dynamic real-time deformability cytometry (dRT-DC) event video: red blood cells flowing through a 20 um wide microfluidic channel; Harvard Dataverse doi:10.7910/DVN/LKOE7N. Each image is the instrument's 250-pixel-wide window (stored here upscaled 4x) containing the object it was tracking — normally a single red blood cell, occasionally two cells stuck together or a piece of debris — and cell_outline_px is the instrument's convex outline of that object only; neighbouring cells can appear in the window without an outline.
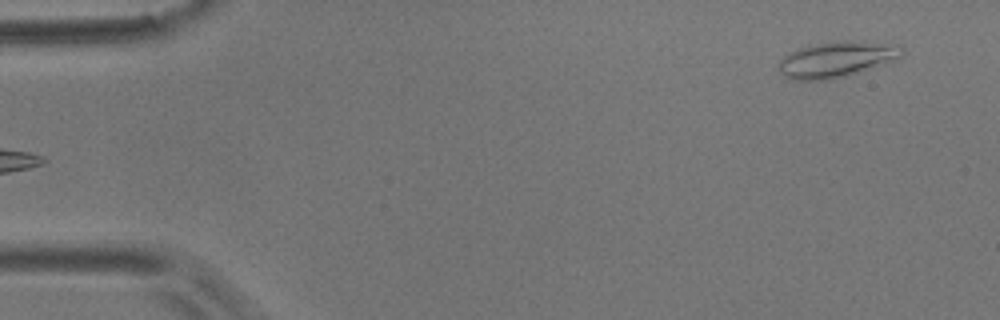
{"species": "common noctule bat (a hibernating species)", "species_latin": "Nyctalus noctula", "temperature_condition": "room temperature", "stored_images_in_passage": 4, "camera_frame_rate_fps": 3000, "um_per_image_px": 0.085, "animal": {"sex": "male", "body_mass_g": 17.9}, "frame": {"image": 1, "passage_image": 4, "time_ms": 1.0, "image_size_px": [1000, 320], "cell_outline_px": [[904, 52], [900, 56], [844, 76], [824, 80], [796, 80], [784, 76], [780, 72], [780, 60], [784, 56], [796, 48], [812, 44], [844, 40], [864, 40], [896, 44], [904, 48]], "centroid_in_image_um": [71.07, 5.0], "position_along_channel_um": 13.9, "area_um2": 25.26}}